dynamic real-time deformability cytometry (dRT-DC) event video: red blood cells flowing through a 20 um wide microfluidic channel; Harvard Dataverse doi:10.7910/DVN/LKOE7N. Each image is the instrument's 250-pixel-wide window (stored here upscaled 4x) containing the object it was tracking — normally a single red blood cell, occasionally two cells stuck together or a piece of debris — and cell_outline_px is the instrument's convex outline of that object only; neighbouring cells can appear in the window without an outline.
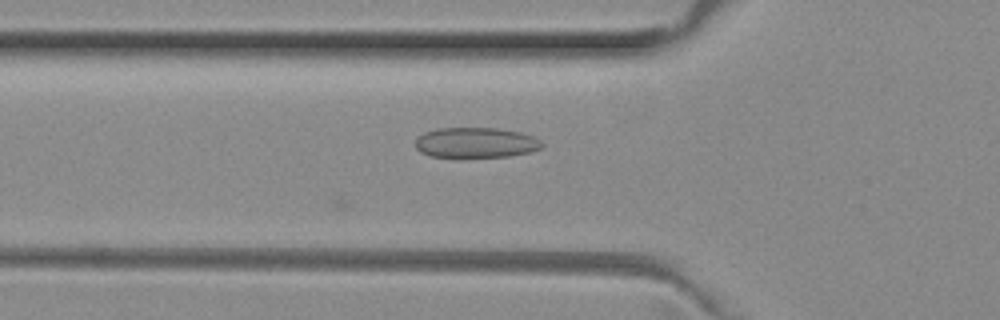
{"species": "common noctule bat (a hibernating species)", "species_latin": "Nyctalus noctula", "temperature_condition": "room temperature", "stored_images_in_passage": 11, "camera_frame_rate_fps": 3000, "um_per_image_px": 0.085, "animal": {"sex": "female", "body_mass_g": 29.2, "forearm_length_mm": 56.3}, "frame": {"image": 1, "passage_image": 11, "time_ms": 3.333, "image_size_px": [1000, 320], "cell_outline_px": [[544, 144], [540, 148], [528, 152], [508, 156], [428, 156], [420, 152], [416, 148], [416, 140], [424, 132], [436, 128], [496, 128], [520, 132], [532, 136], [540, 140]], "centroid_in_image_um": [40.43, 12.11], "position_along_channel_um": 85.4, "area_um2": 22.02}}